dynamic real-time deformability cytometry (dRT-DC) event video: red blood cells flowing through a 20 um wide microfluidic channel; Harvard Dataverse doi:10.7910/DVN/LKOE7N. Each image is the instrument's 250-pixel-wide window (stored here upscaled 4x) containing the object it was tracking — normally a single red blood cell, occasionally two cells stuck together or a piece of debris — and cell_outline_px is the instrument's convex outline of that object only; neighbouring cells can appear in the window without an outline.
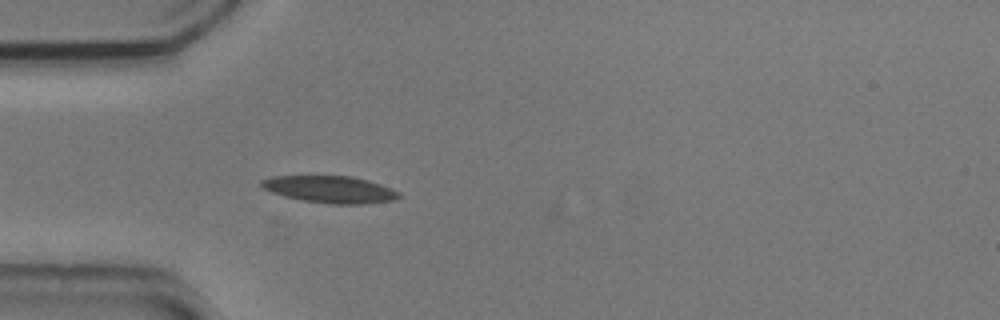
{"species": "common noctule bat (a hibernating species)", "species_latin": "Nyctalus noctula", "temperature_condition": "cold", "stored_images_in_passage": 5, "camera_frame_rate_fps": 3000, "um_per_image_px": 0.085, "animal": {"sex": "male", "body_mass_g": 20.5, "forearm_length_mm": 52.5}, "frame": {"image": 1, "passage_image": 5, "time_ms": 1.333, "image_size_px": [1000, 320], "cell_outline_px": [[404, 196], [396, 200], [368, 204], [332, 204], [304, 200], [284, 196], [272, 192], [264, 188], [260, 184], [260, 180], [272, 176], [352, 176], [368, 180], [392, 188], [400, 192]], "centroid_in_image_um": [28.13, 16.1], "position_along_channel_um": 56.9, "area_um2": 21.79}}